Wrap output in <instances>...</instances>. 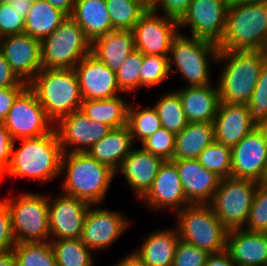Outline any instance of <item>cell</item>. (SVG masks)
I'll return each instance as SVG.
<instances>
[{"mask_svg":"<svg viewBox=\"0 0 267 266\" xmlns=\"http://www.w3.org/2000/svg\"><path fill=\"white\" fill-rule=\"evenodd\" d=\"M168 56L145 55L140 73V88H153L170 76Z\"/></svg>","mask_w":267,"mask_h":266,"instance_id":"cell-41","label":"cell"},{"mask_svg":"<svg viewBox=\"0 0 267 266\" xmlns=\"http://www.w3.org/2000/svg\"><path fill=\"white\" fill-rule=\"evenodd\" d=\"M228 7L222 0H193L178 21L179 31L188 25L191 36L218 45L226 29Z\"/></svg>","mask_w":267,"mask_h":266,"instance_id":"cell-14","label":"cell"},{"mask_svg":"<svg viewBox=\"0 0 267 266\" xmlns=\"http://www.w3.org/2000/svg\"><path fill=\"white\" fill-rule=\"evenodd\" d=\"M153 210H172L176 213L190 203L187 201L175 163L165 160L153 181L150 190L141 199Z\"/></svg>","mask_w":267,"mask_h":266,"instance_id":"cell-19","label":"cell"},{"mask_svg":"<svg viewBox=\"0 0 267 266\" xmlns=\"http://www.w3.org/2000/svg\"><path fill=\"white\" fill-rule=\"evenodd\" d=\"M74 70L83 100L107 99L122 94L115 72L92 53L82 58Z\"/></svg>","mask_w":267,"mask_h":266,"instance_id":"cell-20","label":"cell"},{"mask_svg":"<svg viewBox=\"0 0 267 266\" xmlns=\"http://www.w3.org/2000/svg\"><path fill=\"white\" fill-rule=\"evenodd\" d=\"M144 54L134 49L124 63L115 72L118 88L121 93L133 92L140 89V73Z\"/></svg>","mask_w":267,"mask_h":266,"instance_id":"cell-39","label":"cell"},{"mask_svg":"<svg viewBox=\"0 0 267 266\" xmlns=\"http://www.w3.org/2000/svg\"><path fill=\"white\" fill-rule=\"evenodd\" d=\"M213 125L215 141L230 148L256 128L250 120L247 104L224 102H220Z\"/></svg>","mask_w":267,"mask_h":266,"instance_id":"cell-23","label":"cell"},{"mask_svg":"<svg viewBox=\"0 0 267 266\" xmlns=\"http://www.w3.org/2000/svg\"><path fill=\"white\" fill-rule=\"evenodd\" d=\"M135 49L133 30H114L96 38L91 53L116 72Z\"/></svg>","mask_w":267,"mask_h":266,"instance_id":"cell-26","label":"cell"},{"mask_svg":"<svg viewBox=\"0 0 267 266\" xmlns=\"http://www.w3.org/2000/svg\"><path fill=\"white\" fill-rule=\"evenodd\" d=\"M179 238L209 254L226 250L228 229L210 204H189L175 213Z\"/></svg>","mask_w":267,"mask_h":266,"instance_id":"cell-7","label":"cell"},{"mask_svg":"<svg viewBox=\"0 0 267 266\" xmlns=\"http://www.w3.org/2000/svg\"><path fill=\"white\" fill-rule=\"evenodd\" d=\"M222 1L226 2L228 5L235 3V0H222Z\"/></svg>","mask_w":267,"mask_h":266,"instance_id":"cell-58","label":"cell"},{"mask_svg":"<svg viewBox=\"0 0 267 266\" xmlns=\"http://www.w3.org/2000/svg\"><path fill=\"white\" fill-rule=\"evenodd\" d=\"M261 51L264 54L265 58L267 59V39Z\"/></svg>","mask_w":267,"mask_h":266,"instance_id":"cell-57","label":"cell"},{"mask_svg":"<svg viewBox=\"0 0 267 266\" xmlns=\"http://www.w3.org/2000/svg\"><path fill=\"white\" fill-rule=\"evenodd\" d=\"M3 179V175H0V180ZM3 203V200L0 201V205Z\"/></svg>","mask_w":267,"mask_h":266,"instance_id":"cell-59","label":"cell"},{"mask_svg":"<svg viewBox=\"0 0 267 266\" xmlns=\"http://www.w3.org/2000/svg\"><path fill=\"white\" fill-rule=\"evenodd\" d=\"M56 196L49 194L50 240L81 238L90 204L63 193Z\"/></svg>","mask_w":267,"mask_h":266,"instance_id":"cell-16","label":"cell"},{"mask_svg":"<svg viewBox=\"0 0 267 266\" xmlns=\"http://www.w3.org/2000/svg\"><path fill=\"white\" fill-rule=\"evenodd\" d=\"M48 201L49 194L36 192L3 199L11 213L12 230L17 243L50 241Z\"/></svg>","mask_w":267,"mask_h":266,"instance_id":"cell-9","label":"cell"},{"mask_svg":"<svg viewBox=\"0 0 267 266\" xmlns=\"http://www.w3.org/2000/svg\"><path fill=\"white\" fill-rule=\"evenodd\" d=\"M247 107L250 120L256 127H267V59L260 70L259 78Z\"/></svg>","mask_w":267,"mask_h":266,"instance_id":"cell-40","label":"cell"},{"mask_svg":"<svg viewBox=\"0 0 267 266\" xmlns=\"http://www.w3.org/2000/svg\"><path fill=\"white\" fill-rule=\"evenodd\" d=\"M226 250L236 266L267 265V233L244 228L228 231Z\"/></svg>","mask_w":267,"mask_h":266,"instance_id":"cell-24","label":"cell"},{"mask_svg":"<svg viewBox=\"0 0 267 266\" xmlns=\"http://www.w3.org/2000/svg\"><path fill=\"white\" fill-rule=\"evenodd\" d=\"M265 60L262 51H219L216 64H224L217 82L220 101L247 104Z\"/></svg>","mask_w":267,"mask_h":266,"instance_id":"cell-3","label":"cell"},{"mask_svg":"<svg viewBox=\"0 0 267 266\" xmlns=\"http://www.w3.org/2000/svg\"><path fill=\"white\" fill-rule=\"evenodd\" d=\"M258 183L254 180L222 178L209 203L228 229L244 228Z\"/></svg>","mask_w":267,"mask_h":266,"instance_id":"cell-10","label":"cell"},{"mask_svg":"<svg viewBox=\"0 0 267 266\" xmlns=\"http://www.w3.org/2000/svg\"><path fill=\"white\" fill-rule=\"evenodd\" d=\"M16 85H28L21 81L12 71L11 66L0 52V88L13 87Z\"/></svg>","mask_w":267,"mask_h":266,"instance_id":"cell-50","label":"cell"},{"mask_svg":"<svg viewBox=\"0 0 267 266\" xmlns=\"http://www.w3.org/2000/svg\"><path fill=\"white\" fill-rule=\"evenodd\" d=\"M205 266H236L229 252L224 250L219 253L209 254Z\"/></svg>","mask_w":267,"mask_h":266,"instance_id":"cell-51","label":"cell"},{"mask_svg":"<svg viewBox=\"0 0 267 266\" xmlns=\"http://www.w3.org/2000/svg\"><path fill=\"white\" fill-rule=\"evenodd\" d=\"M70 16L91 42L114 31L105 0H75Z\"/></svg>","mask_w":267,"mask_h":266,"instance_id":"cell-28","label":"cell"},{"mask_svg":"<svg viewBox=\"0 0 267 266\" xmlns=\"http://www.w3.org/2000/svg\"><path fill=\"white\" fill-rule=\"evenodd\" d=\"M137 105L129 104L127 126L133 142L141 143L162 127L157 111L151 108H135ZM140 109V110H139ZM136 139V140H135Z\"/></svg>","mask_w":267,"mask_h":266,"instance_id":"cell-36","label":"cell"},{"mask_svg":"<svg viewBox=\"0 0 267 266\" xmlns=\"http://www.w3.org/2000/svg\"><path fill=\"white\" fill-rule=\"evenodd\" d=\"M9 3L12 8H15L19 12L21 17L26 19V16L28 15L31 9L33 0H12Z\"/></svg>","mask_w":267,"mask_h":266,"instance_id":"cell-53","label":"cell"},{"mask_svg":"<svg viewBox=\"0 0 267 266\" xmlns=\"http://www.w3.org/2000/svg\"><path fill=\"white\" fill-rule=\"evenodd\" d=\"M164 160L141 148H133L115 172L122 173L138 199L150 190Z\"/></svg>","mask_w":267,"mask_h":266,"instance_id":"cell-22","label":"cell"},{"mask_svg":"<svg viewBox=\"0 0 267 266\" xmlns=\"http://www.w3.org/2000/svg\"><path fill=\"white\" fill-rule=\"evenodd\" d=\"M215 141L214 125L209 122H189L176 134L172 160L198 159L199 154Z\"/></svg>","mask_w":267,"mask_h":266,"instance_id":"cell-30","label":"cell"},{"mask_svg":"<svg viewBox=\"0 0 267 266\" xmlns=\"http://www.w3.org/2000/svg\"><path fill=\"white\" fill-rule=\"evenodd\" d=\"M114 30H132L148 9L147 0H105Z\"/></svg>","mask_w":267,"mask_h":266,"instance_id":"cell-34","label":"cell"},{"mask_svg":"<svg viewBox=\"0 0 267 266\" xmlns=\"http://www.w3.org/2000/svg\"><path fill=\"white\" fill-rule=\"evenodd\" d=\"M172 161L176 165L187 201L190 204H209L222 178L207 170L198 159Z\"/></svg>","mask_w":267,"mask_h":266,"instance_id":"cell-21","label":"cell"},{"mask_svg":"<svg viewBox=\"0 0 267 266\" xmlns=\"http://www.w3.org/2000/svg\"><path fill=\"white\" fill-rule=\"evenodd\" d=\"M267 39V2L229 5L219 51H261Z\"/></svg>","mask_w":267,"mask_h":266,"instance_id":"cell-4","label":"cell"},{"mask_svg":"<svg viewBox=\"0 0 267 266\" xmlns=\"http://www.w3.org/2000/svg\"><path fill=\"white\" fill-rule=\"evenodd\" d=\"M163 128L174 134L180 133L188 124L181 99L176 91L165 93L153 106Z\"/></svg>","mask_w":267,"mask_h":266,"instance_id":"cell-35","label":"cell"},{"mask_svg":"<svg viewBox=\"0 0 267 266\" xmlns=\"http://www.w3.org/2000/svg\"><path fill=\"white\" fill-rule=\"evenodd\" d=\"M150 233L134 252L148 266H172L176 246L180 240L177 228L159 229Z\"/></svg>","mask_w":267,"mask_h":266,"instance_id":"cell-29","label":"cell"},{"mask_svg":"<svg viewBox=\"0 0 267 266\" xmlns=\"http://www.w3.org/2000/svg\"><path fill=\"white\" fill-rule=\"evenodd\" d=\"M63 173L66 174L60 186L63 194L98 206L106 198L116 175L114 170L88 153H63L60 176Z\"/></svg>","mask_w":267,"mask_h":266,"instance_id":"cell-2","label":"cell"},{"mask_svg":"<svg viewBox=\"0 0 267 266\" xmlns=\"http://www.w3.org/2000/svg\"><path fill=\"white\" fill-rule=\"evenodd\" d=\"M245 230L267 233V181L258 183Z\"/></svg>","mask_w":267,"mask_h":266,"instance_id":"cell-42","label":"cell"},{"mask_svg":"<svg viewBox=\"0 0 267 266\" xmlns=\"http://www.w3.org/2000/svg\"><path fill=\"white\" fill-rule=\"evenodd\" d=\"M55 125L63 153H86L112 129L90 120L80 110L63 116Z\"/></svg>","mask_w":267,"mask_h":266,"instance_id":"cell-15","label":"cell"},{"mask_svg":"<svg viewBox=\"0 0 267 266\" xmlns=\"http://www.w3.org/2000/svg\"><path fill=\"white\" fill-rule=\"evenodd\" d=\"M133 145L130 130L127 125H124L112 128L104 138L95 143L86 153L116 172L134 148Z\"/></svg>","mask_w":267,"mask_h":266,"instance_id":"cell-27","label":"cell"},{"mask_svg":"<svg viewBox=\"0 0 267 266\" xmlns=\"http://www.w3.org/2000/svg\"><path fill=\"white\" fill-rule=\"evenodd\" d=\"M49 4L62 10L68 16L73 12L74 1L75 0H46Z\"/></svg>","mask_w":267,"mask_h":266,"instance_id":"cell-54","label":"cell"},{"mask_svg":"<svg viewBox=\"0 0 267 266\" xmlns=\"http://www.w3.org/2000/svg\"><path fill=\"white\" fill-rule=\"evenodd\" d=\"M231 148L217 141L207 146L198 157L199 163L221 178L231 177Z\"/></svg>","mask_w":267,"mask_h":266,"instance_id":"cell-38","label":"cell"},{"mask_svg":"<svg viewBox=\"0 0 267 266\" xmlns=\"http://www.w3.org/2000/svg\"><path fill=\"white\" fill-rule=\"evenodd\" d=\"M25 19L9 2L0 1V38L24 33Z\"/></svg>","mask_w":267,"mask_h":266,"instance_id":"cell-45","label":"cell"},{"mask_svg":"<svg viewBox=\"0 0 267 266\" xmlns=\"http://www.w3.org/2000/svg\"><path fill=\"white\" fill-rule=\"evenodd\" d=\"M231 177L266 182L267 127H256L231 148Z\"/></svg>","mask_w":267,"mask_h":266,"instance_id":"cell-12","label":"cell"},{"mask_svg":"<svg viewBox=\"0 0 267 266\" xmlns=\"http://www.w3.org/2000/svg\"><path fill=\"white\" fill-rule=\"evenodd\" d=\"M209 253L183 240H179L172 266H205Z\"/></svg>","mask_w":267,"mask_h":266,"instance_id":"cell-44","label":"cell"},{"mask_svg":"<svg viewBox=\"0 0 267 266\" xmlns=\"http://www.w3.org/2000/svg\"><path fill=\"white\" fill-rule=\"evenodd\" d=\"M94 206L89 205L80 239L92 251H103L118 240L130 223L119 211Z\"/></svg>","mask_w":267,"mask_h":266,"instance_id":"cell-17","label":"cell"},{"mask_svg":"<svg viewBox=\"0 0 267 266\" xmlns=\"http://www.w3.org/2000/svg\"><path fill=\"white\" fill-rule=\"evenodd\" d=\"M113 266H148L144 263L140 257L134 252H130V254L123 257L119 262H116Z\"/></svg>","mask_w":267,"mask_h":266,"instance_id":"cell-52","label":"cell"},{"mask_svg":"<svg viewBox=\"0 0 267 266\" xmlns=\"http://www.w3.org/2000/svg\"><path fill=\"white\" fill-rule=\"evenodd\" d=\"M193 0H149L148 8L154 12L161 10L163 15L179 21L187 12Z\"/></svg>","mask_w":267,"mask_h":266,"instance_id":"cell-46","label":"cell"},{"mask_svg":"<svg viewBox=\"0 0 267 266\" xmlns=\"http://www.w3.org/2000/svg\"><path fill=\"white\" fill-rule=\"evenodd\" d=\"M62 155L55 129L40 137L18 139L13 142L11 161L2 175L30 178L43 184L60 175Z\"/></svg>","mask_w":267,"mask_h":266,"instance_id":"cell-1","label":"cell"},{"mask_svg":"<svg viewBox=\"0 0 267 266\" xmlns=\"http://www.w3.org/2000/svg\"><path fill=\"white\" fill-rule=\"evenodd\" d=\"M27 86L28 85H16L13 87L0 88V122L6 119L15 99Z\"/></svg>","mask_w":267,"mask_h":266,"instance_id":"cell-49","label":"cell"},{"mask_svg":"<svg viewBox=\"0 0 267 266\" xmlns=\"http://www.w3.org/2000/svg\"><path fill=\"white\" fill-rule=\"evenodd\" d=\"M28 86L54 124L81 108L83 99L74 69L42 68Z\"/></svg>","mask_w":267,"mask_h":266,"instance_id":"cell-5","label":"cell"},{"mask_svg":"<svg viewBox=\"0 0 267 266\" xmlns=\"http://www.w3.org/2000/svg\"><path fill=\"white\" fill-rule=\"evenodd\" d=\"M67 17L66 13L46 0H33L25 19L24 33L41 41L53 33Z\"/></svg>","mask_w":267,"mask_h":266,"instance_id":"cell-31","label":"cell"},{"mask_svg":"<svg viewBox=\"0 0 267 266\" xmlns=\"http://www.w3.org/2000/svg\"><path fill=\"white\" fill-rule=\"evenodd\" d=\"M17 244L13 230L11 213L3 202L0 205V253L13 250Z\"/></svg>","mask_w":267,"mask_h":266,"instance_id":"cell-47","label":"cell"},{"mask_svg":"<svg viewBox=\"0 0 267 266\" xmlns=\"http://www.w3.org/2000/svg\"><path fill=\"white\" fill-rule=\"evenodd\" d=\"M0 52L16 76L27 84L43 68L41 41L28 34L23 33L0 38Z\"/></svg>","mask_w":267,"mask_h":266,"instance_id":"cell-18","label":"cell"},{"mask_svg":"<svg viewBox=\"0 0 267 266\" xmlns=\"http://www.w3.org/2000/svg\"><path fill=\"white\" fill-rule=\"evenodd\" d=\"M267 0H235V3H265Z\"/></svg>","mask_w":267,"mask_h":266,"instance_id":"cell-56","label":"cell"},{"mask_svg":"<svg viewBox=\"0 0 267 266\" xmlns=\"http://www.w3.org/2000/svg\"><path fill=\"white\" fill-rule=\"evenodd\" d=\"M3 123L14 141L46 135L55 126L29 86L17 96Z\"/></svg>","mask_w":267,"mask_h":266,"instance_id":"cell-11","label":"cell"},{"mask_svg":"<svg viewBox=\"0 0 267 266\" xmlns=\"http://www.w3.org/2000/svg\"><path fill=\"white\" fill-rule=\"evenodd\" d=\"M0 266H17L13 250L0 253Z\"/></svg>","mask_w":267,"mask_h":266,"instance_id":"cell-55","label":"cell"},{"mask_svg":"<svg viewBox=\"0 0 267 266\" xmlns=\"http://www.w3.org/2000/svg\"><path fill=\"white\" fill-rule=\"evenodd\" d=\"M218 54L217 44L193 36L187 37L179 31L172 40L168 56L170 73L175 67L187 81L186 86H207L211 84L210 65L217 63Z\"/></svg>","mask_w":267,"mask_h":266,"instance_id":"cell-6","label":"cell"},{"mask_svg":"<svg viewBox=\"0 0 267 266\" xmlns=\"http://www.w3.org/2000/svg\"><path fill=\"white\" fill-rule=\"evenodd\" d=\"M91 45L82 28L68 16L53 33L41 40L42 67L74 69L91 53Z\"/></svg>","mask_w":267,"mask_h":266,"instance_id":"cell-8","label":"cell"},{"mask_svg":"<svg viewBox=\"0 0 267 266\" xmlns=\"http://www.w3.org/2000/svg\"><path fill=\"white\" fill-rule=\"evenodd\" d=\"M17 266H57L49 242H21L13 248Z\"/></svg>","mask_w":267,"mask_h":266,"instance_id":"cell-37","label":"cell"},{"mask_svg":"<svg viewBox=\"0 0 267 266\" xmlns=\"http://www.w3.org/2000/svg\"><path fill=\"white\" fill-rule=\"evenodd\" d=\"M132 30L136 50L145 55L169 56L179 25L176 19L159 15L148 8Z\"/></svg>","mask_w":267,"mask_h":266,"instance_id":"cell-13","label":"cell"},{"mask_svg":"<svg viewBox=\"0 0 267 266\" xmlns=\"http://www.w3.org/2000/svg\"><path fill=\"white\" fill-rule=\"evenodd\" d=\"M129 103L117 95L107 99L83 100L80 111L90 120L111 128L127 125Z\"/></svg>","mask_w":267,"mask_h":266,"instance_id":"cell-32","label":"cell"},{"mask_svg":"<svg viewBox=\"0 0 267 266\" xmlns=\"http://www.w3.org/2000/svg\"><path fill=\"white\" fill-rule=\"evenodd\" d=\"M57 266H94L93 251L80 238L50 240Z\"/></svg>","mask_w":267,"mask_h":266,"instance_id":"cell-33","label":"cell"},{"mask_svg":"<svg viewBox=\"0 0 267 266\" xmlns=\"http://www.w3.org/2000/svg\"><path fill=\"white\" fill-rule=\"evenodd\" d=\"M187 122L213 123L219 105V88L216 84L207 86H184L177 89Z\"/></svg>","mask_w":267,"mask_h":266,"instance_id":"cell-25","label":"cell"},{"mask_svg":"<svg viewBox=\"0 0 267 266\" xmlns=\"http://www.w3.org/2000/svg\"><path fill=\"white\" fill-rule=\"evenodd\" d=\"M2 2H11L12 0H1Z\"/></svg>","mask_w":267,"mask_h":266,"instance_id":"cell-60","label":"cell"},{"mask_svg":"<svg viewBox=\"0 0 267 266\" xmlns=\"http://www.w3.org/2000/svg\"><path fill=\"white\" fill-rule=\"evenodd\" d=\"M13 138L3 122H0V173L3 174L9 167L12 154Z\"/></svg>","mask_w":267,"mask_h":266,"instance_id":"cell-48","label":"cell"},{"mask_svg":"<svg viewBox=\"0 0 267 266\" xmlns=\"http://www.w3.org/2000/svg\"><path fill=\"white\" fill-rule=\"evenodd\" d=\"M176 134L161 127L141 143V147L165 160H172L175 151Z\"/></svg>","mask_w":267,"mask_h":266,"instance_id":"cell-43","label":"cell"}]
</instances>
